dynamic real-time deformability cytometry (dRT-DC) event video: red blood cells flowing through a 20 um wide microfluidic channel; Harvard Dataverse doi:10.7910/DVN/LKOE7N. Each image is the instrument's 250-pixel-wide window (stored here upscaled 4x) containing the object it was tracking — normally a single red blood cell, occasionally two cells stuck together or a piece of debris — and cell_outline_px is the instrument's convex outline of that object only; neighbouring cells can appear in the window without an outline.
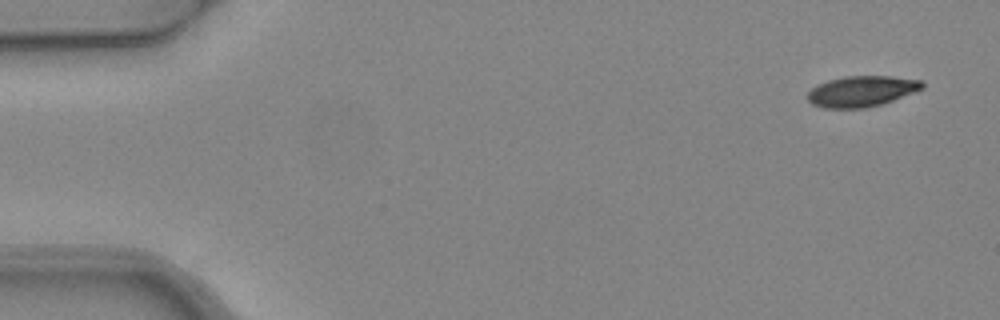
{"species": "common noctule bat (a hibernating species)", "species_latin": "Nyctalus noctula", "temperature_condition": "warm", "stored_images_in_passage": 7, "camera_frame_rate_fps": 3000, "um_per_image_px": 0.085, "animal": {"sex": "female", "body_mass_g": 24.6, "forearm_length_mm": 56.2}, "frame": {"image": 1, "passage_image": 1, "time_ms": 0.0, "image_size_px": [1000, 320], "cell_outline_px": [[924, 88], [916, 92], [868, 108], [824, 108], [812, 104], [808, 100], [808, 92], [816, 84], [828, 80], [844, 76], [892, 76], [920, 80], [924, 84]], "centroid_in_image_um": [73.23, 7.75], "position_along_channel_um": 11.8, "area_um2": 20.63}}
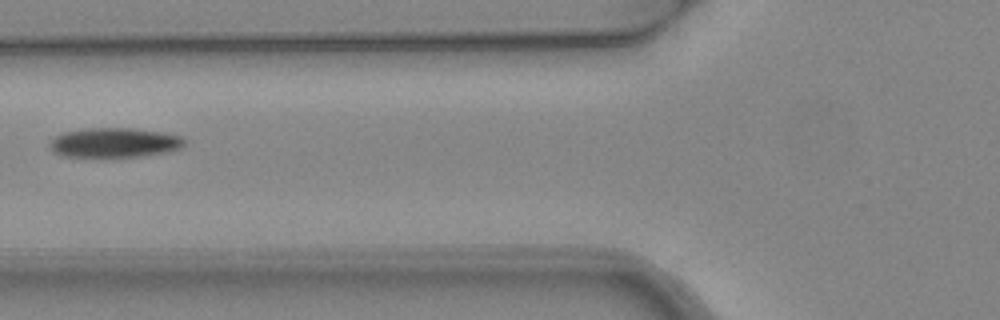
{"frame": {"image": 2, "passage_image": 6, "time_ms": 1.667, "image_size_px": [1000, 320], "cell_outline_px": [[184, 148], [168, 152], [144, 156], [60, 156], [52, 152], [48, 148], [48, 144], [56, 136], [64, 132], [84, 128], [132, 128], [164, 132], [184, 136]], "centroid_in_image_um": [9.75, 12.12], "position_along_channel_um": 116.0, "area_um2": 23.52}}
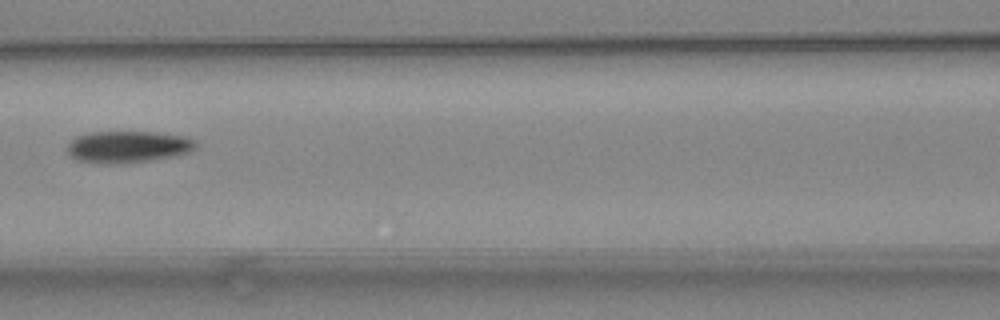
{"frame": {"image": 3, "passage_image": 7, "time_ms": 2.0, "image_size_px": [1000, 320], "cell_outline_px": [[200, 144], [196, 148], [188, 152], [176, 156], [148, 160], [116, 164], [104, 164], [76, 160], [68, 152], [68, 144], [76, 136], [92, 132], [160, 132], [188, 136], [196, 140]], "centroid_in_image_um": [10.94, 12.47], "position_along_channel_um": 155.7, "area_um2": 24.04}}